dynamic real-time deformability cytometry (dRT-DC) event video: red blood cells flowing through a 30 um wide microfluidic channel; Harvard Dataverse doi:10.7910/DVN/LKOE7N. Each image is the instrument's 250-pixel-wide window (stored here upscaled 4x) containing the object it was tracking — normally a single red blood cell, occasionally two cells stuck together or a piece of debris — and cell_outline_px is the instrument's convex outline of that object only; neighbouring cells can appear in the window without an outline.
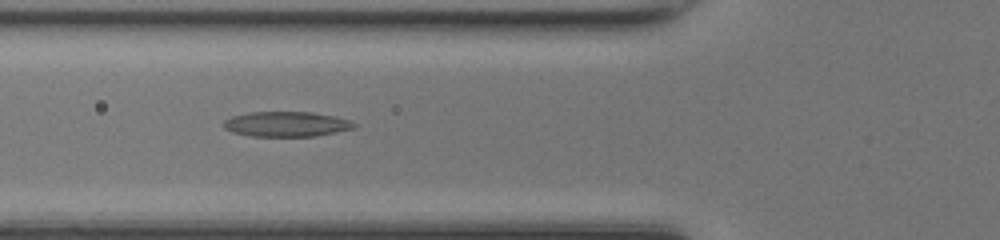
{"species": "common noctule bat (a hibernating species)", "species_latin": "Nyctalus noctula", "temperature_condition": "room temperature", "stored_images_in_passage": 32, "camera_frame_rate_fps": 3000, "um_per_image_px": 0.085, "animal": {"sex": "female", "body_mass_g": 17.0, "forearm_length_mm": 48.0}, "frame": {"image": 1, "passage_image": 7, "time_ms": 2.0, "image_size_px": [1000, 240], "cell_outline_px": [[356, 128], [336, 132], [312, 136], [252, 136], [232, 132], [224, 128], [224, 120], [232, 116], [248, 112], [312, 112], [332, 116], [348, 120], [356, 124]], "centroid_in_image_um": [24.32, 10.55], "position_along_channel_um": 101.5, "area_um2": 18.9}}
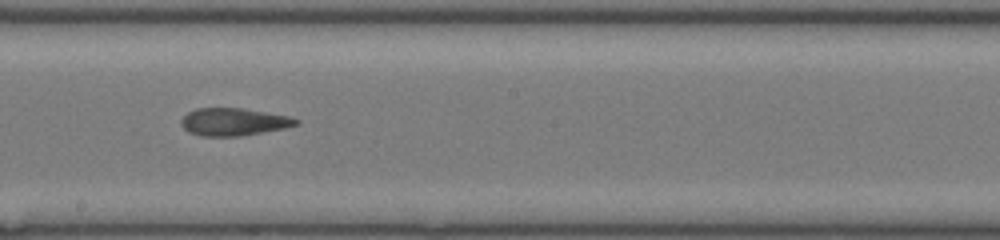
{"frame": {"image": 2, "passage_image": 16, "time_ms": 5.0, "image_size_px": [1000, 240], "cell_outline_px": [[300, 124], [284, 128], [240, 136], [200, 136], [188, 132], [180, 124], [180, 120], [188, 112], [196, 108], [244, 108], [288, 116], [300, 120]], "centroid_in_image_um": [19.84, 10.35], "position_along_channel_um": 228.4, "area_um2": 18.5}}
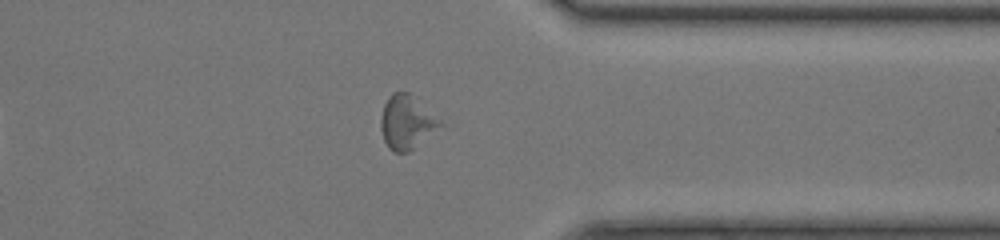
{"frame": {"image": 3, "passage_image": 27, "time_ms": 8.667, "image_size_px": [1000, 240], "cell_outline_px": [[444, 124], [408, 152], [392, 152], [388, 148], [384, 140], [380, 128], [380, 120], [384, 104], [388, 96], [392, 92], [408, 92], [440, 120]], "centroid_in_image_um": [34.52, 10.39], "position_along_channel_um": 376.9, "area_um2": 18.32}, "authors_computed_cell_mechanics": {"area_um2": 18.5538, "velocity_mm_per_s": 4.2273, "shape_relaxation_time_tau1_ms": 8.8563, "shape_relaxation_time_tau2_ms": 4.4115, "deformation_change_tau1": 0.2177, "deformation_change_tau2": 0.1653}}